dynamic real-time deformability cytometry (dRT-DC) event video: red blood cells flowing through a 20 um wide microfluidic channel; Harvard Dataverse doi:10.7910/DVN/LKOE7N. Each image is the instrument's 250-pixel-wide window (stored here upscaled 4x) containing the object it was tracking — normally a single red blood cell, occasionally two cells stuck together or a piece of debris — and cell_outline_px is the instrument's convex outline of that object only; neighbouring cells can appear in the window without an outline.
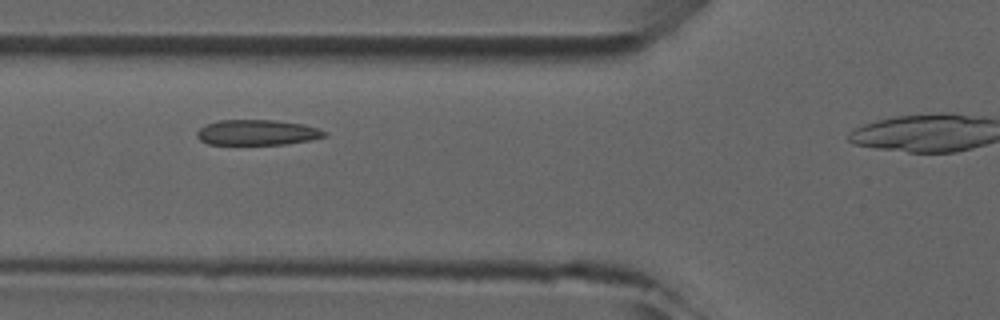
{"species": "common noctule bat (a hibernating species)", "species_latin": "Nyctalus noctula", "temperature_condition": "room temperature", "stored_images_in_passage": 8, "camera_frame_rate_fps": 3000, "um_per_image_px": 0.085, "animal": {"sex": "male", "forearm_length_mm": 52.5}, "frame": {"image": 1, "passage_image": 4, "time_ms": 4.0, "image_size_px": [1000, 320], "cell_outline_px": [[328, 136], [312, 140], [284, 144], [208, 144], [200, 140], [196, 136], [196, 132], [200, 128], [208, 124], [220, 120], [276, 120], [304, 124], [328, 132]], "centroid_in_image_um": [21.9, 11.26], "position_along_channel_um": 103.9, "area_um2": 18.9}}
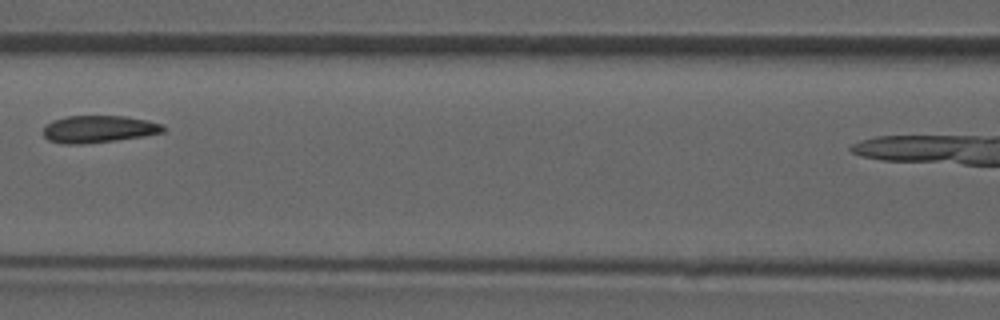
{"frame": {"image": 2, "passage_image": 5, "time_ms": 5.333, "image_size_px": [1000, 320], "cell_outline_px": [[168, 128], [164, 132], [144, 136], [116, 140], [84, 144], [64, 144], [48, 140], [44, 136], [44, 128], [52, 120], [68, 116], [128, 116], [148, 120], [164, 124]], "centroid_in_image_um": [8.45, 10.97], "position_along_channel_um": 158.2, "area_um2": 19.19}}